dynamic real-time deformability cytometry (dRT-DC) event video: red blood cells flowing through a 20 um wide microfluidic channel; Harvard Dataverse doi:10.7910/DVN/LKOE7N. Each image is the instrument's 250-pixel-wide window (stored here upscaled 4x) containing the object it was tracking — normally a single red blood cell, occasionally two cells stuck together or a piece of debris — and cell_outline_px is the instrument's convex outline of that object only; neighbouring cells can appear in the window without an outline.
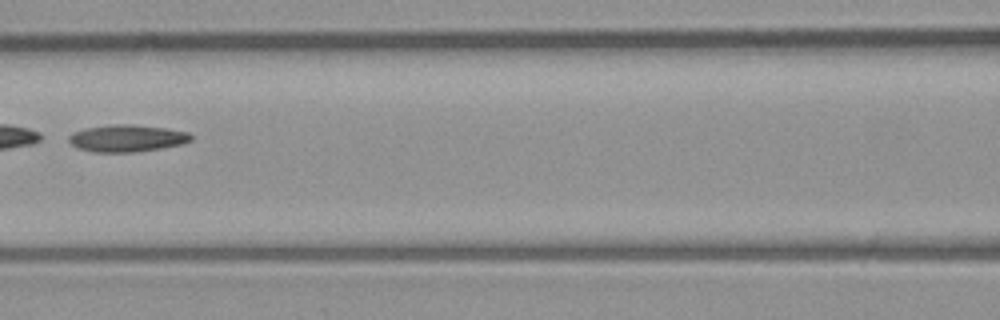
{"species": "common noctule bat (a hibernating species)", "species_latin": "Nyctalus noctula", "temperature_condition": "room temperature", "stored_images_in_passage": 7, "segment_of_instrument_passage": [1, 2], "camera_frame_rate_fps": 3000, "um_per_image_px": 0.085, "animal": {"sex": "male", "body_mass_g": 23.1, "forearm_length_mm": 52.7}, "frame": {"image": 1, "passage_image": 5, "time_ms": 4.667, "image_size_px": [1000, 320], "cell_outline_px": [[192, 140], [184, 144], [160, 148], [132, 152], [92, 152], [80, 148], [72, 144], [68, 140], [68, 136], [84, 128], [112, 124], [132, 124], [164, 128], [188, 132], [192, 136]], "centroid_in_image_um": [10.81, 11.75], "position_along_channel_um": 155.8, "area_um2": 19.13}}
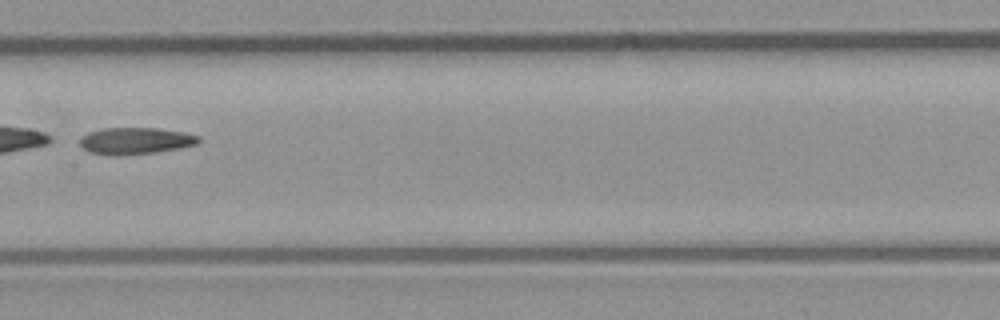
{"frame": {"image": 2, "passage_image": 6, "time_ms": 5.667, "image_size_px": [1000, 320], "cell_outline_px": [[200, 140], [196, 144], [180, 148], [152, 152], [120, 156], [116, 156], [92, 152], [84, 148], [80, 144], [80, 136], [88, 132], [104, 128], [156, 128], [184, 132], [200, 136]], "centroid_in_image_um": [11.51, 11.96], "position_along_channel_um": 195.9, "area_um2": 18.38}}